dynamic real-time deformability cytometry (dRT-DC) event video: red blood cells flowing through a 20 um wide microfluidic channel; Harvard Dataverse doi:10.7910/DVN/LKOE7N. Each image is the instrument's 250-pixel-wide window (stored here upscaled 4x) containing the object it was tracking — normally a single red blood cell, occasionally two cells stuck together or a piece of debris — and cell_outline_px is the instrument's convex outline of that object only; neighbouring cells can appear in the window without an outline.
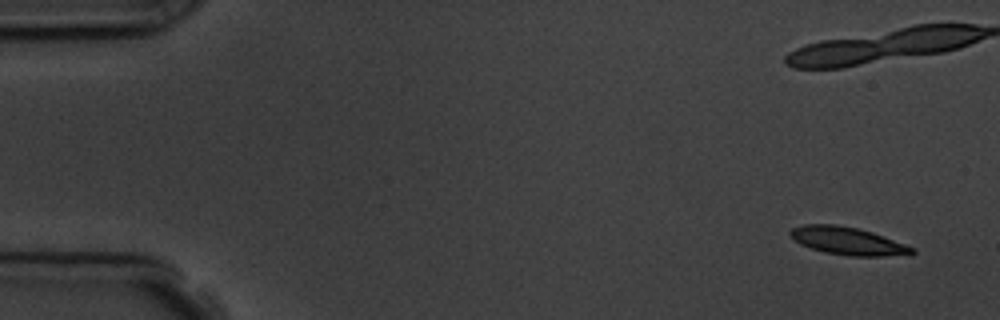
{"species": "common noctule bat (a hibernating species)", "species_latin": "Nyctalus noctula", "temperature_condition": "room temperature", "stored_images_in_passage": 5, "camera_frame_rate_fps": 3000, "um_per_image_px": 0.085, "animal": {"sex": "male", "body_mass_g": 19.5, "forearm_length_mm": 54.6}, "frame": {"image": 1, "passage_image": 1, "time_ms": 0.0, "image_size_px": [1000, 320], "cell_outline_px": [[916, 252], [912, 256], [848, 256], [824, 252], [800, 244], [788, 232], [792, 228], [804, 224], [836, 224], [856, 228], [872, 232], [916, 248]], "centroid_in_image_um": [72.13, 20.5], "position_along_channel_um": 12.9, "area_um2": 19.83}}
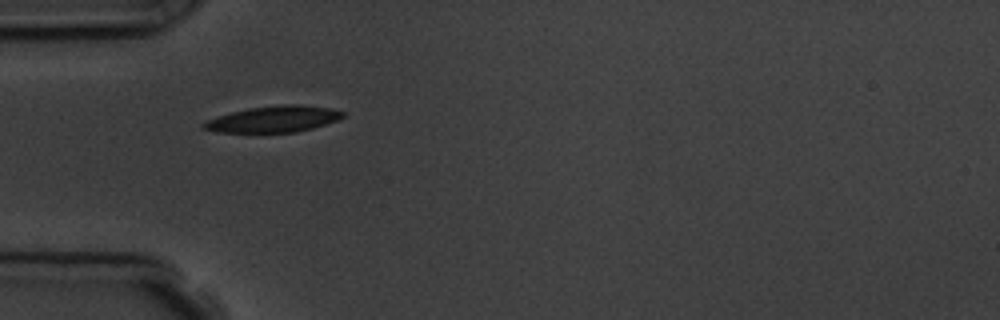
{"frame": {"image": 2, "passage_image": 5, "time_ms": 5.667, "image_size_px": [1000, 320], "cell_outline_px": [[344, 116], [336, 120], [312, 128], [296, 132], [216, 132], [200, 128], [200, 124], [204, 120], [232, 112], [248, 108], [280, 104], [296, 104], [328, 108], [344, 112]], "centroid_in_image_um": [23.17, 10.12], "position_along_channel_um": 61.8, "area_um2": 21.21}}